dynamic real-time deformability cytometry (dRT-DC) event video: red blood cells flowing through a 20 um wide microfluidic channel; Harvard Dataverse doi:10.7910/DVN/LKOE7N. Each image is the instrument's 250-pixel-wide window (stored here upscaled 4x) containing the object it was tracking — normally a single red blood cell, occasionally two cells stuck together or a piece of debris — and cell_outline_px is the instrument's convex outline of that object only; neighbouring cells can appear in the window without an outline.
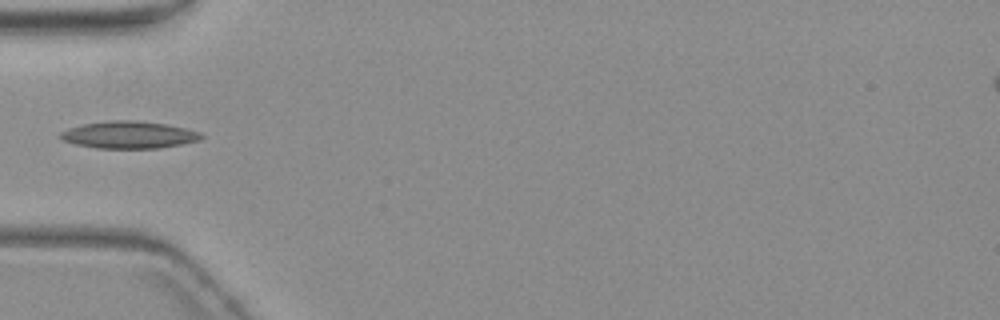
{"species": "common noctule bat (a hibernating species)", "species_latin": "Nyctalus noctula", "temperature_condition": "warm", "stored_images_in_passage": 8, "camera_frame_rate_fps": 3000, "um_per_image_px": 0.085, "animal": {"sex": "female", "body_mass_g": 19.3, "forearm_length_mm": 54.1}, "frame": {"image": 1, "passage_image": 5, "time_ms": 5.0, "image_size_px": [1000, 320], "cell_outline_px": [[204, 136], [200, 140], [160, 148], [96, 148], [76, 144], [60, 140], [60, 132], [68, 128], [84, 124], [108, 120], [136, 120], [168, 124], [200, 132]], "centroid_in_image_um": [10.94, 11.45], "position_along_channel_um": 74.1, "area_um2": 22.37}}
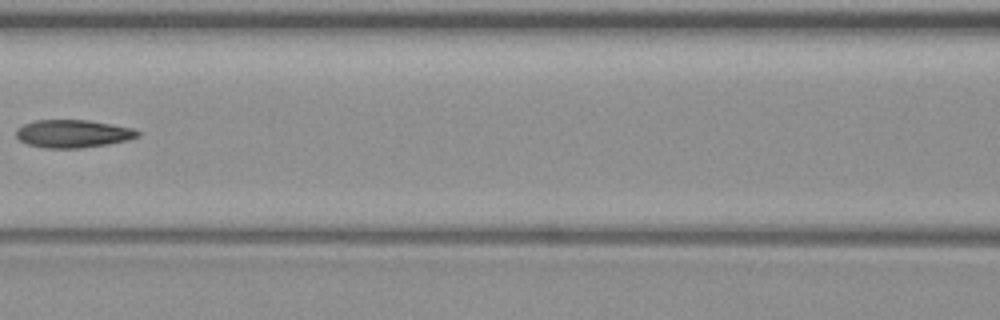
{"frame": {"image": 2, "passage_image": 7, "time_ms": 7.333, "image_size_px": [1000, 320], "cell_outline_px": [[140, 136], [128, 140], [108, 144], [80, 148], [44, 148], [28, 144], [20, 140], [16, 136], [16, 128], [24, 124], [36, 120], [88, 120], [112, 124], [132, 128], [140, 132]], "centroid_in_image_um": [6.2, 11.36], "position_along_channel_um": 160.4, "area_um2": 19.77}}
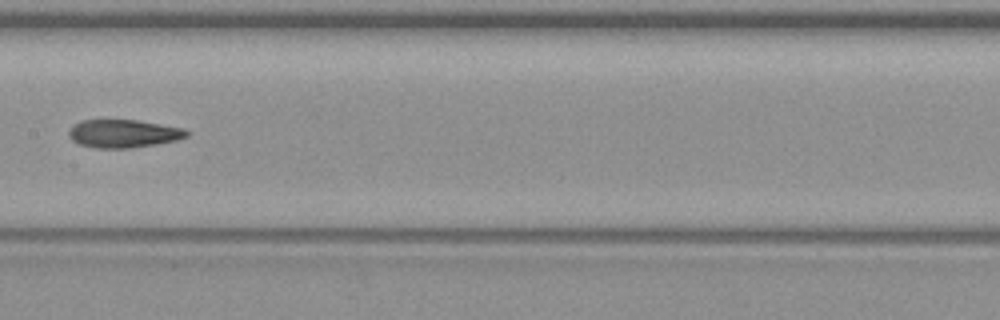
{"frame": {"image": 3, "passage_image": 8, "time_ms": 8.333, "image_size_px": [1000, 320], "cell_outline_px": [[188, 136], [176, 140], [156, 144], [132, 148], [96, 148], [80, 144], [72, 140], [68, 136], [68, 132], [80, 120], [136, 120], [184, 128], [188, 132]], "centroid_in_image_um": [10.5, 11.36], "position_along_channel_um": 196.9, "area_um2": 19.13}}